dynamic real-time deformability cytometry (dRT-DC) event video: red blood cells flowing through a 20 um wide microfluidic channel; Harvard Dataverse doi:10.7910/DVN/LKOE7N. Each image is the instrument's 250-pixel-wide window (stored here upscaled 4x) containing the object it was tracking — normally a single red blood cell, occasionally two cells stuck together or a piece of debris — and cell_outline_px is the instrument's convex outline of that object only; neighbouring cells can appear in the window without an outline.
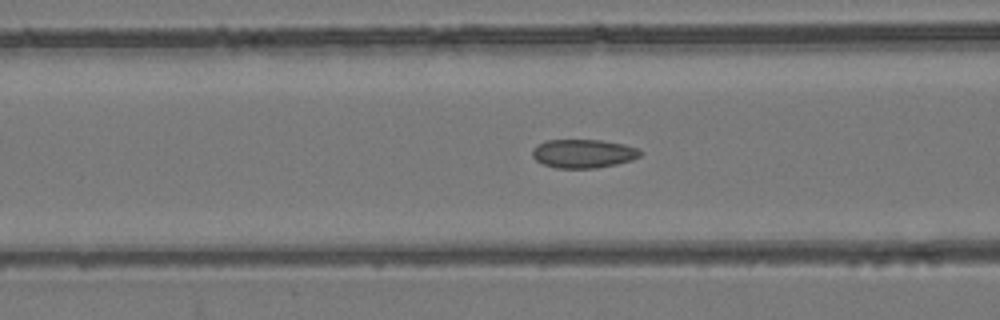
{"species": "common noctule bat (a hibernating species)", "species_latin": "Nyctalus noctula", "temperature_condition": "room temperature", "stored_images_in_passage": 55, "camera_frame_rate_fps": 3000, "um_per_image_px": 0.085, "animal": {"sex": "female", "body_mass_g": 24.6, "forearm_length_mm": 56.2}, "frame": {"image": 1, "passage_image": 23, "time_ms": 7.333, "image_size_px": [1000, 320], "cell_outline_px": [[644, 152], [640, 156], [632, 160], [616, 164], [596, 168], [556, 168], [544, 164], [536, 160], [532, 156], [532, 148], [544, 140], [600, 140], [624, 144], [640, 148]], "centroid_in_image_um": [49.6, 13.05], "position_along_channel_um": 117.0, "area_um2": 18.21}}
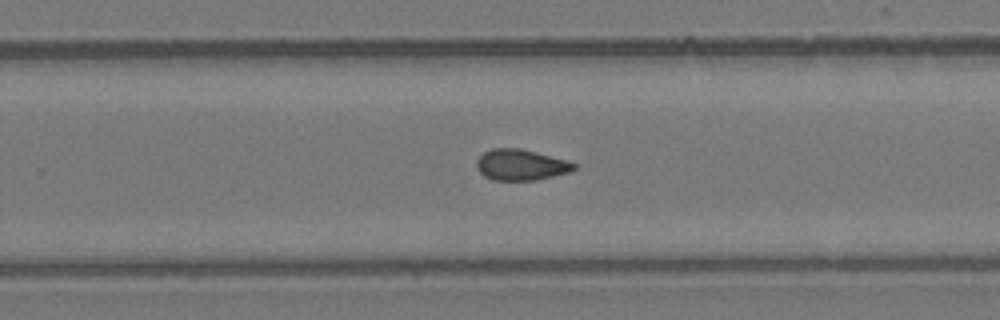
{"frame": {"image": 2, "passage_image": 36, "time_ms": 11.667, "image_size_px": [1000, 320], "cell_outline_px": [[576, 168], [568, 172], [536, 180], [492, 180], [484, 176], [476, 168], [476, 160], [484, 152], [492, 148], [520, 148], [568, 160], [576, 164]], "centroid_in_image_um": [44.25, 14.01], "position_along_channel_um": 285.5, "area_um2": 17.57}}
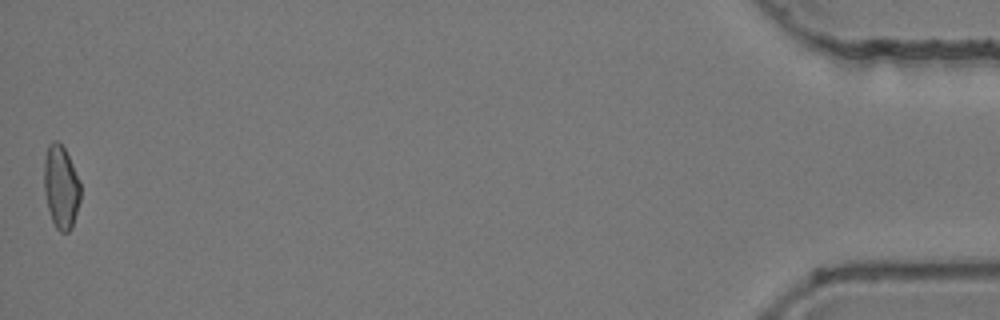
{"frame": {"image": 3, "passage_image": 55, "time_ms": 18.0, "image_size_px": [1000, 320], "cell_outline_px": [[80, 200], [72, 228], [68, 232], [60, 232], [56, 228], [52, 220], [48, 208], [44, 192], [44, 160], [48, 144], [52, 140], [56, 140], [64, 148], [80, 180]], "centroid_in_image_um": [5.18, 15.89], "position_along_channel_um": 430.0, "area_um2": 17.69}, "authors_computed_cell_mechanics": {"area_um2": 17.918, "velocity_mm_per_s": 3.8961, "shape_relaxation_time_tau1_ms": null, "shape_relaxation_time_tau2_ms": 2.7465, "deformation_change_tau1": null, "deformation_change_tau2": 0.073}}